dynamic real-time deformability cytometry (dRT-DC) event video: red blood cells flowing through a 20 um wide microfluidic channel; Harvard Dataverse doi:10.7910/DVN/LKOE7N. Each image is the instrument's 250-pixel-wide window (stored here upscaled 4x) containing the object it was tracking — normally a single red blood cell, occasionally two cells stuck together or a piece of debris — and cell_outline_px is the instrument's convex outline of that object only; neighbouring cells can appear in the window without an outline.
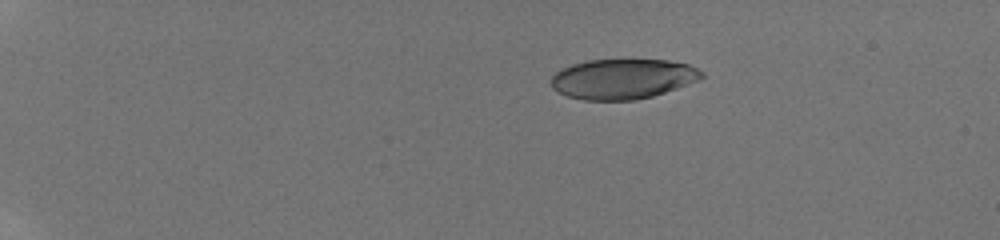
{"species": "human", "species_latin": "Homo sapiens", "temperature_condition": "room temperature", "stored_images_in_passage": 29, "camera_frame_rate_fps": 3000, "um_per_image_px": 0.085, "donor": {"sex": "male"}, "frame": {"image": 1, "passage_image": 5, "time_ms": 3.667, "image_size_px": [1000, 240], "cell_outline_px": [[704, 76], [696, 80], [676, 88], [652, 96], [636, 100], [584, 100], [568, 96], [552, 88], [552, 76], [556, 72], [572, 64], [588, 60], [668, 60], [688, 64], [704, 72]], "centroid_in_image_um": [52.93, 6.7], "position_along_channel_um": 32.1, "area_um2": 34.8}}
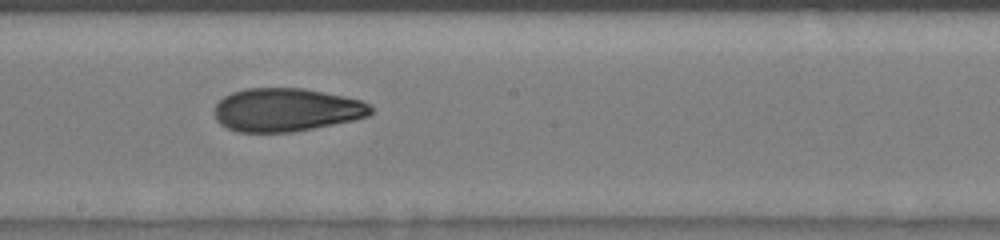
{"frame": {"image": 2, "passage_image": 14, "time_ms": 11.0, "image_size_px": [1000, 240], "cell_outline_px": [[372, 112], [368, 116], [352, 120], [292, 132], [236, 132], [220, 124], [216, 120], [212, 112], [216, 104], [224, 96], [232, 92], [244, 88], [304, 88], [344, 96], [360, 100], [372, 104]], "centroid_in_image_um": [24.3, 9.33], "position_along_channel_um": 223.9, "area_um2": 39.59}}
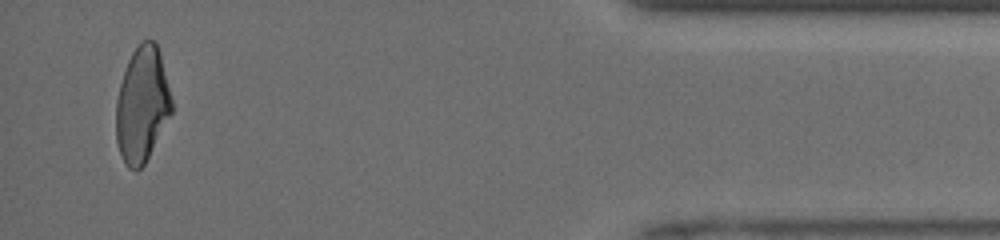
{"frame": {"image": 3, "passage_image": 28, "time_ms": 17.0, "image_size_px": [1000, 240], "cell_outline_px": [[172, 112], [144, 164], [136, 172], [128, 168], [124, 164], [116, 140], [116, 100], [120, 84], [128, 60], [132, 52], [140, 40], [152, 40], [156, 44], [160, 52], [172, 100]], "centroid_in_image_um": [12.07, 8.89], "position_along_channel_um": 423.1, "area_um2": 37.28}, "authors_computed_cell_mechanics": {"area_um2": 38.148, "velocity_mm_per_s": 4.1558, "shape_relaxation_time_tau1_ms": 6.5748, "shape_relaxation_time_tau2_ms": 2.3543, "deformation_change_tau1": 0.2132, "deformation_change_tau2": 0.0965}}